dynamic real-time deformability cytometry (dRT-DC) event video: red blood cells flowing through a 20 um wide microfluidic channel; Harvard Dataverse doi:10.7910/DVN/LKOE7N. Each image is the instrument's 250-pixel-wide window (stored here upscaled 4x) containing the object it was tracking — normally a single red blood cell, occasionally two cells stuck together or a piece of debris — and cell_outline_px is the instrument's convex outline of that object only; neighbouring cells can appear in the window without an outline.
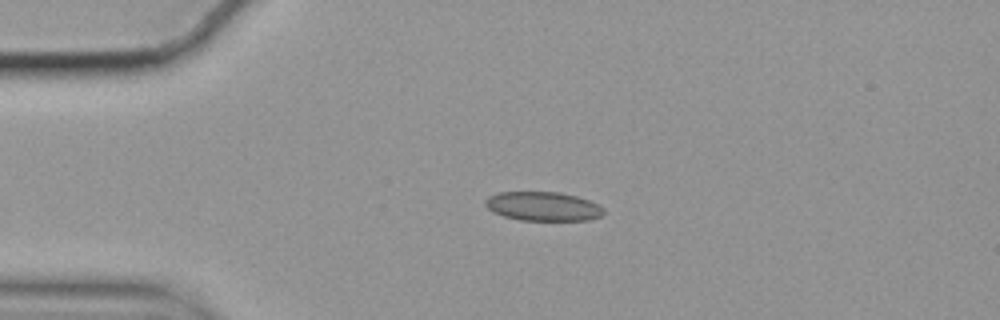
{"species": "common noctule bat (a hibernating species)", "species_latin": "Nyctalus noctula", "temperature_condition": "cold", "stored_images_in_passage": 45, "camera_frame_rate_fps": 3000, "um_per_image_px": 0.085, "animal": {"sex": "female", "body_mass_g": 19.9}, "frame": {"image": 1, "passage_image": 1, "time_ms": 0.0, "image_size_px": [1000, 320], "cell_outline_px": [[604, 212], [600, 216], [588, 220], [520, 220], [504, 216], [492, 212], [484, 204], [484, 200], [488, 196], [500, 192], [560, 192], [576, 196], [588, 200], [604, 208]], "centroid_in_image_um": [46.12, 17.53], "position_along_channel_um": 38.9, "area_um2": 20.0}}
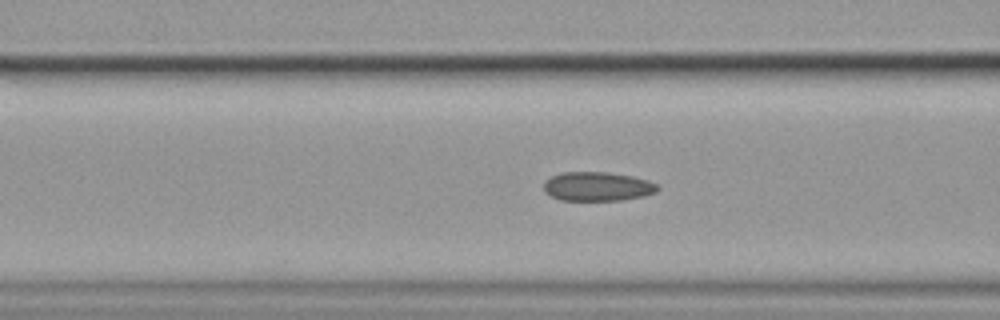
{"frame": {"image": 2, "passage_image": 10, "time_ms": 3.0, "image_size_px": [1000, 320], "cell_outline_px": [[660, 188], [656, 192], [644, 196], [620, 200], [560, 200], [544, 192], [544, 180], [560, 172], [608, 172], [632, 176], [648, 180], [656, 184]], "centroid_in_image_um": [50.77, 15.84], "position_along_channel_um": 115.8, "area_um2": 19.36}}
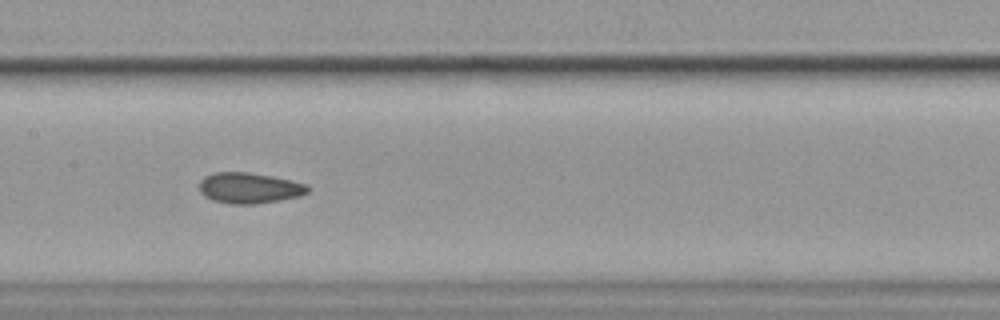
{"frame": {"image": 3, "passage_image": 16, "time_ms": 5.0, "image_size_px": [1000, 320], "cell_outline_px": [[308, 192], [300, 196], [280, 200], [256, 204], [228, 204], [212, 200], [204, 196], [200, 192], [200, 180], [204, 176], [212, 172], [248, 172], [272, 176], [292, 180], [308, 184]], "centroid_in_image_um": [21.18, 15.98], "position_along_channel_um": 186.2, "area_um2": 19.65}, "authors_computed_cell_mechanics": {"area_um2": 19.363, "velocity_mm_per_s": 3.5212, "shape_relaxation_time_tau1_ms": null, "shape_relaxation_time_tau2_ms": 3.1056, "deformation_change_tau1": null, "deformation_change_tau2": 0.0725}}